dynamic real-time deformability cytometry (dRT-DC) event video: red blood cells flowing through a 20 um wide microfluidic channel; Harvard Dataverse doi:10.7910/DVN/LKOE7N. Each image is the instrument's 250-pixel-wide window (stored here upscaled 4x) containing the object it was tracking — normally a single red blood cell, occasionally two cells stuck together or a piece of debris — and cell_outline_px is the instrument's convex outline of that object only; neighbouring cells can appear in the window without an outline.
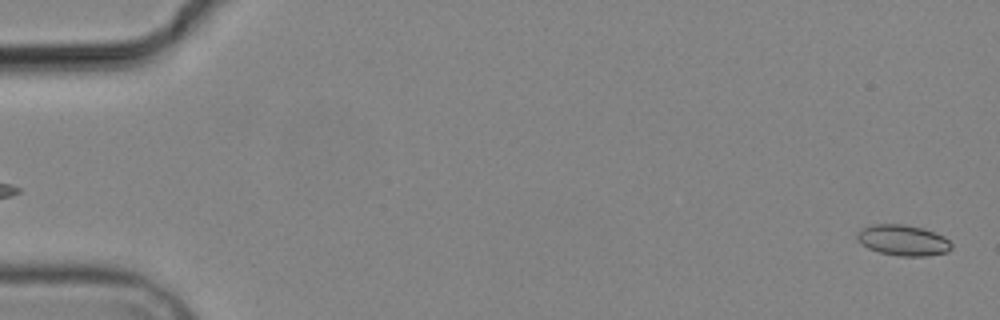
{"species": "common noctule bat (a hibernating species)", "species_latin": "Nyctalus noctula", "temperature_condition": "cold", "stored_images_in_passage": 3, "segment_of_instrument_passage": [2, 2], "camera_frame_rate_fps": 3000, "um_per_image_px": 0.085, "animal": {"sex": "male", "body_mass_g": 19.2, "forearm_length_mm": 51.8}, "frame": {"image": 1, "passage_image": 3, "time_ms": 2.333, "image_size_px": [1000, 320], "cell_outline_px": [[952, 248], [948, 252], [928, 256], [900, 256], [880, 252], [868, 248], [856, 240], [856, 236], [860, 228], [872, 224], [904, 224], [924, 228], [944, 236], [952, 244]], "centroid_in_image_um": [76.75, 20.41], "position_along_channel_um": 8.2, "area_um2": 17.11}}